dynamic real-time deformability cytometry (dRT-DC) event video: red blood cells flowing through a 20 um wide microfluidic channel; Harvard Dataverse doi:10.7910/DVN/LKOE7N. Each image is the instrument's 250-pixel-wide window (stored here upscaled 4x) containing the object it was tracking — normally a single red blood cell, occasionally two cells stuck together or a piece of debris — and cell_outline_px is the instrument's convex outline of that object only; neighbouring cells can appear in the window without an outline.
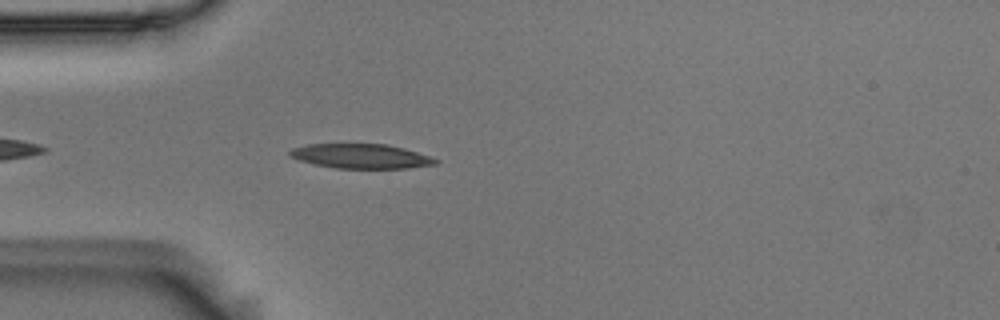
{"species": "Egyptian fruit bat (a non-hibernating species)", "species_latin": "Rousettus aegyptiacus", "temperature_condition": "room temperature", "stored_images_in_passage": 28, "camera_frame_rate_fps": 3000, "um_per_image_px": 0.085, "animal": {"sex": "male"}, "frame": {"image": 1, "passage_image": 4, "time_ms": 1.0, "image_size_px": [1000, 320], "cell_outline_px": [[440, 160], [436, 164], [408, 168], [336, 168], [312, 164], [300, 160], [292, 156], [288, 152], [292, 148], [308, 144], [388, 144], [404, 148]], "centroid_in_image_um": [30.68, 13.27], "position_along_channel_um": 54.3, "area_um2": 20.69}}
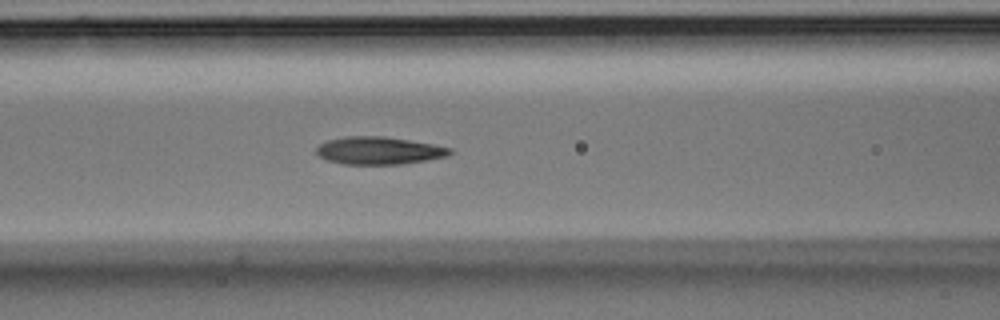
{"frame": {"image": 2, "passage_image": 11, "time_ms": 3.333, "image_size_px": [1000, 320], "cell_outline_px": [[452, 152], [448, 156], [400, 164], [344, 164], [328, 160], [320, 156], [316, 152], [316, 148], [320, 144], [328, 140], [348, 136], [384, 136], [432, 144], [452, 148]], "centroid_in_image_um": [32.2, 12.79], "position_along_channel_um": 134.4, "area_um2": 21.21}}
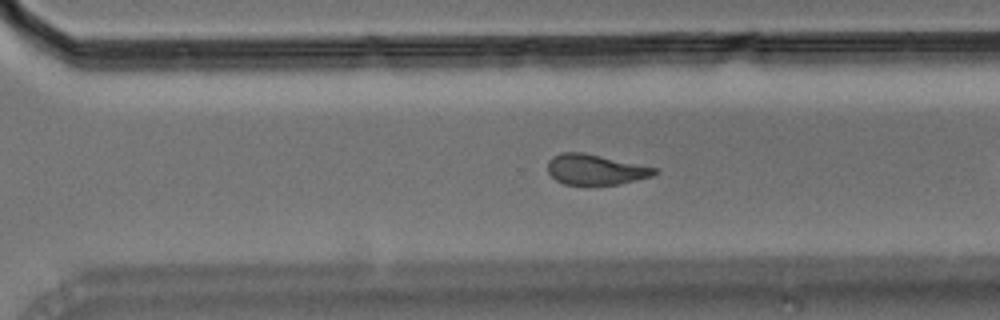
{"frame": {"image": 3, "passage_image": 23, "time_ms": 7.333, "image_size_px": [1000, 320], "cell_outline_px": [[660, 172], [652, 176], [620, 184], [588, 188], [564, 184], [556, 180], [548, 172], [548, 160], [552, 156], [560, 152], [584, 152], [656, 168]], "centroid_in_image_um": [50.58, 14.45], "position_along_channel_um": 320.0, "area_um2": 19.65}}